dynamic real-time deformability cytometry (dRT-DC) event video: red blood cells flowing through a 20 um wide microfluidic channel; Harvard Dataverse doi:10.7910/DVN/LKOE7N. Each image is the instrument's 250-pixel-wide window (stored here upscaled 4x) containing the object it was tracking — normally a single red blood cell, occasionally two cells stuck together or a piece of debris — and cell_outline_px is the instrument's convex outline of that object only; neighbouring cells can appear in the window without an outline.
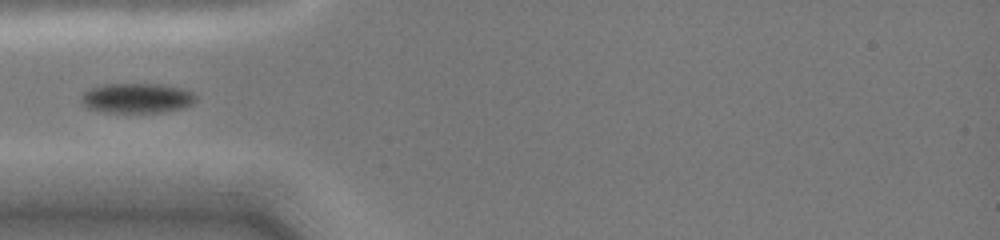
{"species": "common noctule bat (a hibernating species)", "species_latin": "Nyctalus noctula", "temperature_condition": "cold", "stored_images_in_passage": 17, "camera_frame_rate_fps": 3000, "um_per_image_px": 0.085, "animal": {"sex": "female", "body_mass_g": 19.0, "forearm_length_mm": 51.5}, "frame": {"image": 1, "passage_image": 1, "time_ms": 0.0, "image_size_px": [1000, 240], "cell_outline_px": [[196, 100], [192, 104], [184, 108], [160, 112], [104, 112], [88, 108], [80, 100], [84, 92], [92, 88], [104, 84], [160, 84], [180, 88], [192, 92], [196, 96]], "centroid_in_image_um": [11.65, 8.34], "position_along_channel_um": 73.4, "area_um2": 19.83}}
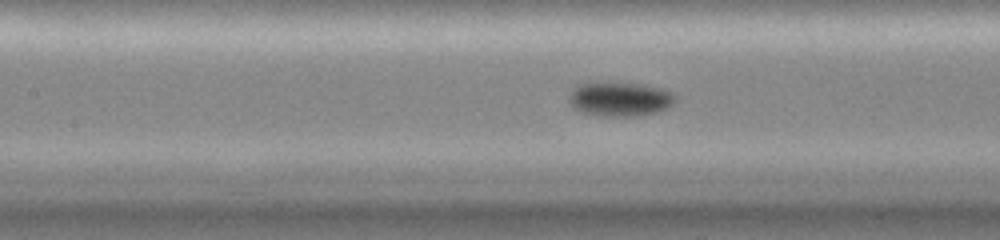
{"frame": {"image": 2, "passage_image": 11, "time_ms": 2.0, "image_size_px": [1000, 240], "cell_outline_px": [[676, 100], [668, 108], [656, 112], [640, 116], [596, 116], [580, 112], [572, 108], [568, 100], [568, 96], [580, 84], [644, 84], [664, 88], [672, 92], [676, 96]], "centroid_in_image_um": [52.73, 8.46], "position_along_channel_um": 154.7, "area_um2": 21.15}}
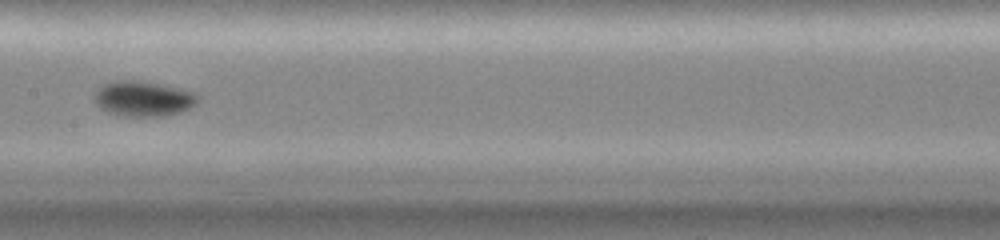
{"frame": {"image": 3, "passage_image": 16, "time_ms": 3.0, "image_size_px": [1000, 240], "cell_outline_px": [[200, 100], [196, 104], [180, 112], [164, 116], [124, 116], [108, 112], [100, 108], [96, 104], [96, 92], [104, 84], [112, 80], [132, 80], [164, 84], [196, 92], [200, 96]], "centroid_in_image_um": [12.24, 8.38], "position_along_channel_um": 195.2, "area_um2": 21.33}}